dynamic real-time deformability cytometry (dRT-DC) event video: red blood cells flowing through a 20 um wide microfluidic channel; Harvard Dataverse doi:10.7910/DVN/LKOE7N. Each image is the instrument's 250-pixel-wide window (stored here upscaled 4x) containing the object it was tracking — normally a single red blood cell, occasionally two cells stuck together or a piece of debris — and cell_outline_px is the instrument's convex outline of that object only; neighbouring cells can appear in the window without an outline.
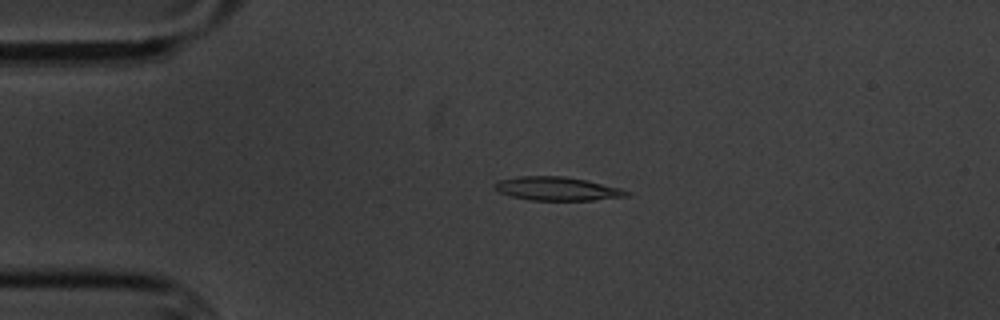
{"species": "common noctule bat (a hibernating species)", "species_latin": "Nyctalus noctula", "temperature_condition": "cold", "stored_images_in_passage": 5, "camera_frame_rate_fps": 3000, "um_per_image_px": 0.085, "animal": {"sex": "male", "body_mass_g": 20.1, "forearm_length_mm": 53.5}, "frame": {"image": 1, "passage_image": 4, "time_ms": 3.333, "image_size_px": [1000, 320], "cell_outline_px": [[632, 192], [628, 196], [592, 200], [532, 200], [512, 196], [500, 192], [496, 188], [496, 180], [520, 176], [564, 176], [588, 180], [620, 188]], "centroid_in_image_um": [47.4, 16.03], "position_along_channel_um": 37.6, "area_um2": 18.03}}